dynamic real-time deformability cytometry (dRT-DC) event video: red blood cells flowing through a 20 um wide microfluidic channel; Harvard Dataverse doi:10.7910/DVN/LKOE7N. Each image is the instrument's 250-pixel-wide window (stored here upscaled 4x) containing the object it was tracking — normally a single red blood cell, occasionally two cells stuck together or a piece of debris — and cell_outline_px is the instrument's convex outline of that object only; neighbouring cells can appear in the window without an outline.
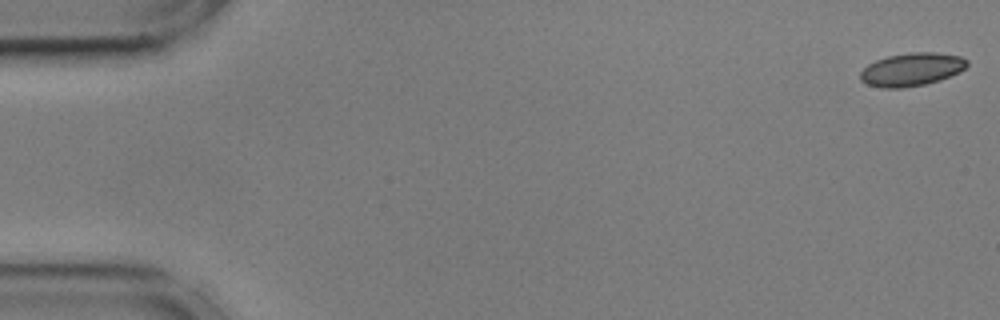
{"species": "common noctule bat (a hibernating species)", "species_latin": "Nyctalus noctula", "temperature_condition": "cold", "stored_images_in_passage": 19, "camera_frame_rate_fps": 3000, "um_per_image_px": 0.085, "animal": {"sex": "male", "body_mass_g": 17.9, "forearm_length_mm": 54.2}, "frame": {"image": 1, "passage_image": 1, "time_ms": 0.0, "image_size_px": [1000, 320], "cell_outline_px": [[968, 64], [960, 72], [940, 80], [924, 84], [900, 88], [880, 88], [868, 84], [860, 80], [860, 72], [868, 64], [876, 60], [888, 56], [912, 52], [932, 52], [960, 56], [968, 60]], "centroid_in_image_um": [77.48, 5.9], "position_along_channel_um": 7.5, "area_um2": 20.52}}
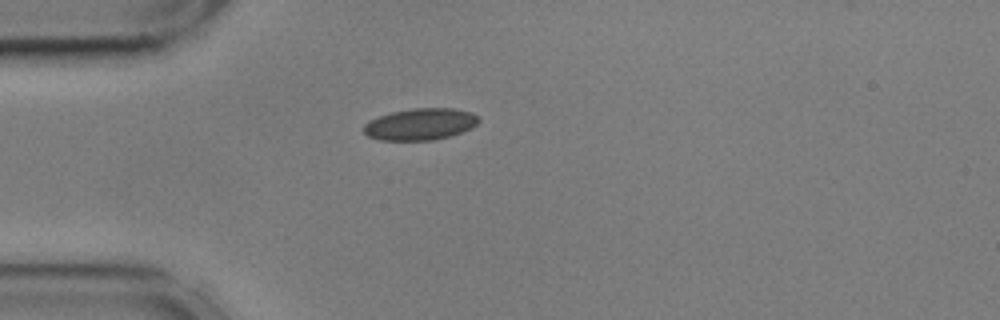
{"frame": {"image": 2, "passage_image": 15, "time_ms": 4.667, "image_size_px": [1000, 320], "cell_outline_px": [[480, 120], [472, 128], [448, 136], [432, 140], [380, 140], [368, 136], [364, 132], [364, 124], [368, 120], [392, 112], [412, 108], [456, 108], [472, 112]], "centroid_in_image_um": [35.72, 10.54], "position_along_channel_um": 49.3, "area_um2": 21.15}}